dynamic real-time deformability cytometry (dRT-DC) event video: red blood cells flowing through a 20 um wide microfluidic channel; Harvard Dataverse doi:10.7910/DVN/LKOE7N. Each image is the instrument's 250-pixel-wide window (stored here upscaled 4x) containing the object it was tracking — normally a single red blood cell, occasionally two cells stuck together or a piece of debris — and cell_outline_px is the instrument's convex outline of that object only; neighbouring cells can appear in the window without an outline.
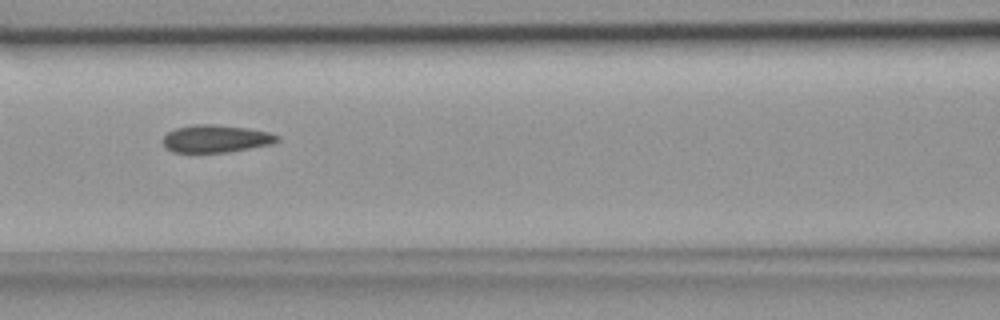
{"species": "common noctule bat (a hibernating species)", "species_latin": "Nyctalus noctula", "temperature_condition": "room temperature", "stored_images_in_passage": 6, "camera_frame_rate_fps": 3000, "um_per_image_px": 0.085, "animal": {"sex": "female", "body_mass_g": 18.4}, "frame": {"image": 1, "passage_image": 6, "time_ms": 1.667, "image_size_px": [1000, 320], "cell_outline_px": [[280, 140], [272, 144], [228, 152], [172, 152], [164, 144], [164, 136], [168, 132], [176, 128], [192, 124], [212, 124], [248, 128], [268, 132], [280, 136]], "centroid_in_image_um": [18.38, 11.78], "position_along_channel_um": 148.2, "area_um2": 18.26}}